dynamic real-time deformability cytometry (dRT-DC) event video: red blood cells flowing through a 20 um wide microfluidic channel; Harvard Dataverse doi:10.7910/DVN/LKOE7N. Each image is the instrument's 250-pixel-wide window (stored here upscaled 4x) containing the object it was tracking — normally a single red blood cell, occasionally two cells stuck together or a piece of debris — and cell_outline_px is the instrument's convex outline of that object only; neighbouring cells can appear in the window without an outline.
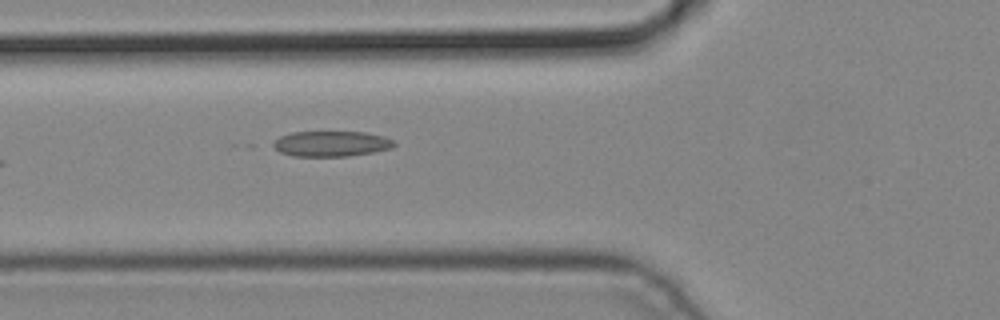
{"species": "common noctule bat (a hibernating species)", "species_latin": "Nyctalus noctula", "temperature_condition": "cold", "stored_images_in_passage": 5, "camera_frame_rate_fps": 3000, "um_per_image_px": 0.085, "animal": {"sex": "male", "body_mass_g": 19.2, "forearm_length_mm": 51.8}, "frame": {"image": 1, "passage_image": 5, "time_ms": 1.333, "image_size_px": [1000, 320], "cell_outline_px": [[396, 144], [392, 148], [372, 152], [348, 156], [292, 156], [280, 152], [268, 144], [280, 136], [292, 132], [364, 132], [384, 136], [392, 140]], "centroid_in_image_um": [28.1, 12.22], "position_along_channel_um": 97.7, "area_um2": 18.03}}